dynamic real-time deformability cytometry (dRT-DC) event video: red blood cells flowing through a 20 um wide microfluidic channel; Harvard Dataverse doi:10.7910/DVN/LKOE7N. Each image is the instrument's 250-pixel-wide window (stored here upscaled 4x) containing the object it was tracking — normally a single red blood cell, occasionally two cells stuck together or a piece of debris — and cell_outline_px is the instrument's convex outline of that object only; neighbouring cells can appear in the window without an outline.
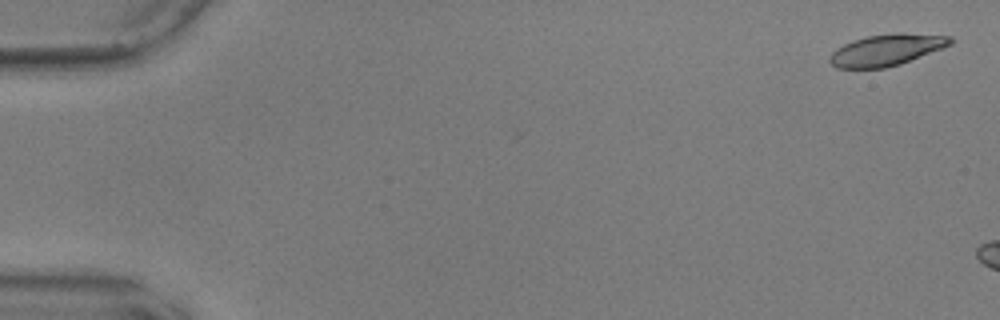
{"species": "common noctule bat (a hibernating species)", "species_latin": "Nyctalus noctula", "temperature_condition": "warm", "stored_images_in_passage": 11, "camera_frame_rate_fps": 3000, "um_per_image_px": 0.085, "animal": {"sex": "male", "body_mass_g": 17.9, "forearm_length_mm": 54.2}, "frame": {"image": 1, "passage_image": 2, "time_ms": 0.333, "image_size_px": [1000, 320], "cell_outline_px": [[956, 40], [952, 44], [944, 48], [900, 64], [884, 68], [836, 68], [828, 60], [828, 56], [836, 48], [852, 40], [868, 36], [896, 32], [900, 32], [952, 36]], "centroid_in_image_um": [75.39, 4.23], "position_along_channel_um": 9.6, "area_um2": 22.43}}